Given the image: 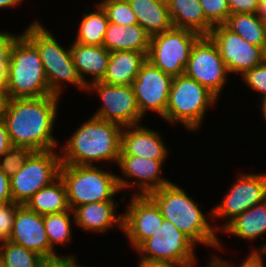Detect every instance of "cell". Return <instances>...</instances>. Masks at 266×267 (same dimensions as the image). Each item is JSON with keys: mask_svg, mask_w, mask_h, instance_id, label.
<instances>
[{"mask_svg": "<svg viewBox=\"0 0 266 267\" xmlns=\"http://www.w3.org/2000/svg\"><path fill=\"white\" fill-rule=\"evenodd\" d=\"M58 96L8 99L3 120L13 146L32 151L58 148L53 129L59 105Z\"/></svg>", "mask_w": 266, "mask_h": 267, "instance_id": "cell-1", "label": "cell"}, {"mask_svg": "<svg viewBox=\"0 0 266 267\" xmlns=\"http://www.w3.org/2000/svg\"><path fill=\"white\" fill-rule=\"evenodd\" d=\"M123 128L117 123L91 116L60 148L61 164L94 166V161L117 164Z\"/></svg>", "mask_w": 266, "mask_h": 267, "instance_id": "cell-2", "label": "cell"}, {"mask_svg": "<svg viewBox=\"0 0 266 267\" xmlns=\"http://www.w3.org/2000/svg\"><path fill=\"white\" fill-rule=\"evenodd\" d=\"M149 196L160 208L163 218L172 222L195 245L203 244L223 251L215 226L210 225L209 218H206H212V210L204 215L198 203L178 184L171 182L151 192Z\"/></svg>", "mask_w": 266, "mask_h": 267, "instance_id": "cell-3", "label": "cell"}, {"mask_svg": "<svg viewBox=\"0 0 266 267\" xmlns=\"http://www.w3.org/2000/svg\"><path fill=\"white\" fill-rule=\"evenodd\" d=\"M5 89L8 99L52 95L40 52L24 34L12 47Z\"/></svg>", "mask_w": 266, "mask_h": 267, "instance_id": "cell-4", "label": "cell"}, {"mask_svg": "<svg viewBox=\"0 0 266 267\" xmlns=\"http://www.w3.org/2000/svg\"><path fill=\"white\" fill-rule=\"evenodd\" d=\"M48 30L40 21L35 20L22 33L40 52L51 94L61 97L63 84L66 83L87 91L77 73L70 47L64 49Z\"/></svg>", "mask_w": 266, "mask_h": 267, "instance_id": "cell-5", "label": "cell"}, {"mask_svg": "<svg viewBox=\"0 0 266 267\" xmlns=\"http://www.w3.org/2000/svg\"><path fill=\"white\" fill-rule=\"evenodd\" d=\"M218 98L196 80L185 74L173 77L164 121L170 124L181 123L190 132L201 128L209 107L218 102ZM213 105V106H212Z\"/></svg>", "mask_w": 266, "mask_h": 267, "instance_id": "cell-6", "label": "cell"}, {"mask_svg": "<svg viewBox=\"0 0 266 267\" xmlns=\"http://www.w3.org/2000/svg\"><path fill=\"white\" fill-rule=\"evenodd\" d=\"M99 167L61 164L60 177L65 183L72 211L83 204L114 201V196L121 191L117 174Z\"/></svg>", "mask_w": 266, "mask_h": 267, "instance_id": "cell-7", "label": "cell"}, {"mask_svg": "<svg viewBox=\"0 0 266 267\" xmlns=\"http://www.w3.org/2000/svg\"><path fill=\"white\" fill-rule=\"evenodd\" d=\"M55 151H33L21 168L10 177L13 202L25 205L36 192L60 176V153Z\"/></svg>", "mask_w": 266, "mask_h": 267, "instance_id": "cell-8", "label": "cell"}, {"mask_svg": "<svg viewBox=\"0 0 266 267\" xmlns=\"http://www.w3.org/2000/svg\"><path fill=\"white\" fill-rule=\"evenodd\" d=\"M199 37L198 33L173 26L151 36L147 60L172 77L183 75L193 44Z\"/></svg>", "mask_w": 266, "mask_h": 267, "instance_id": "cell-9", "label": "cell"}, {"mask_svg": "<svg viewBox=\"0 0 266 267\" xmlns=\"http://www.w3.org/2000/svg\"><path fill=\"white\" fill-rule=\"evenodd\" d=\"M196 246L172 222L164 219L155 234L145 240L135 252L143 258L165 261L176 267H195Z\"/></svg>", "mask_w": 266, "mask_h": 267, "instance_id": "cell-10", "label": "cell"}, {"mask_svg": "<svg viewBox=\"0 0 266 267\" xmlns=\"http://www.w3.org/2000/svg\"><path fill=\"white\" fill-rule=\"evenodd\" d=\"M184 74L205 86L219 99L230 73L210 36H200L193 44Z\"/></svg>", "mask_w": 266, "mask_h": 267, "instance_id": "cell-11", "label": "cell"}, {"mask_svg": "<svg viewBox=\"0 0 266 267\" xmlns=\"http://www.w3.org/2000/svg\"><path fill=\"white\" fill-rule=\"evenodd\" d=\"M220 201L212 208V220L227 219L226 223L216 227L222 231L232 220L249 208L266 200V173L238 174L236 181ZM220 229V230H219Z\"/></svg>", "mask_w": 266, "mask_h": 267, "instance_id": "cell-12", "label": "cell"}, {"mask_svg": "<svg viewBox=\"0 0 266 267\" xmlns=\"http://www.w3.org/2000/svg\"><path fill=\"white\" fill-rule=\"evenodd\" d=\"M97 93L103 105L93 117L114 122L122 127L140 124L144 117L138 107L132 85H110L102 81L90 83L87 92Z\"/></svg>", "mask_w": 266, "mask_h": 267, "instance_id": "cell-13", "label": "cell"}, {"mask_svg": "<svg viewBox=\"0 0 266 267\" xmlns=\"http://www.w3.org/2000/svg\"><path fill=\"white\" fill-rule=\"evenodd\" d=\"M209 36L217 45L230 74L243 75L265 60L262 47L245 41L225 24L214 26Z\"/></svg>", "mask_w": 266, "mask_h": 267, "instance_id": "cell-14", "label": "cell"}, {"mask_svg": "<svg viewBox=\"0 0 266 267\" xmlns=\"http://www.w3.org/2000/svg\"><path fill=\"white\" fill-rule=\"evenodd\" d=\"M126 212L122 213V232L134 251L160 228L163 216L160 208L149 195H133Z\"/></svg>", "mask_w": 266, "mask_h": 267, "instance_id": "cell-15", "label": "cell"}, {"mask_svg": "<svg viewBox=\"0 0 266 267\" xmlns=\"http://www.w3.org/2000/svg\"><path fill=\"white\" fill-rule=\"evenodd\" d=\"M9 241L37 252L48 262L75 259L73 255L59 256L50 247L44 227V216L30 210L26 205L17 207Z\"/></svg>", "mask_w": 266, "mask_h": 267, "instance_id": "cell-16", "label": "cell"}, {"mask_svg": "<svg viewBox=\"0 0 266 267\" xmlns=\"http://www.w3.org/2000/svg\"><path fill=\"white\" fill-rule=\"evenodd\" d=\"M173 77L146 60L132 82L139 110L143 116L148 111L165 115Z\"/></svg>", "mask_w": 266, "mask_h": 267, "instance_id": "cell-17", "label": "cell"}, {"mask_svg": "<svg viewBox=\"0 0 266 267\" xmlns=\"http://www.w3.org/2000/svg\"><path fill=\"white\" fill-rule=\"evenodd\" d=\"M164 163L165 161L144 157L119 156L117 165L123 174V177L117 175L120 190L137 187L139 191H134L135 195H149L170 184V180L161 177Z\"/></svg>", "mask_w": 266, "mask_h": 267, "instance_id": "cell-18", "label": "cell"}, {"mask_svg": "<svg viewBox=\"0 0 266 267\" xmlns=\"http://www.w3.org/2000/svg\"><path fill=\"white\" fill-rule=\"evenodd\" d=\"M154 129L141 124L125 126L121 134V152L119 156L144 157L165 161L168 148Z\"/></svg>", "mask_w": 266, "mask_h": 267, "instance_id": "cell-19", "label": "cell"}, {"mask_svg": "<svg viewBox=\"0 0 266 267\" xmlns=\"http://www.w3.org/2000/svg\"><path fill=\"white\" fill-rule=\"evenodd\" d=\"M115 201H100L83 204L76 207L73 212L74 224L85 232L104 233L113 226L122 229V214L117 215Z\"/></svg>", "mask_w": 266, "mask_h": 267, "instance_id": "cell-20", "label": "cell"}, {"mask_svg": "<svg viewBox=\"0 0 266 267\" xmlns=\"http://www.w3.org/2000/svg\"><path fill=\"white\" fill-rule=\"evenodd\" d=\"M70 49L77 73L85 86L102 81L107 71L110 51L104 46L85 45L74 41ZM85 76H91L92 81H88Z\"/></svg>", "mask_w": 266, "mask_h": 267, "instance_id": "cell-21", "label": "cell"}, {"mask_svg": "<svg viewBox=\"0 0 266 267\" xmlns=\"http://www.w3.org/2000/svg\"><path fill=\"white\" fill-rule=\"evenodd\" d=\"M151 35L138 23L122 26L109 22L103 45L108 51H137L148 55Z\"/></svg>", "mask_w": 266, "mask_h": 267, "instance_id": "cell-22", "label": "cell"}, {"mask_svg": "<svg viewBox=\"0 0 266 267\" xmlns=\"http://www.w3.org/2000/svg\"><path fill=\"white\" fill-rule=\"evenodd\" d=\"M146 60L147 56L137 51L110 52L107 71L102 82L110 85H132Z\"/></svg>", "mask_w": 266, "mask_h": 267, "instance_id": "cell-23", "label": "cell"}, {"mask_svg": "<svg viewBox=\"0 0 266 267\" xmlns=\"http://www.w3.org/2000/svg\"><path fill=\"white\" fill-rule=\"evenodd\" d=\"M169 13L174 27L183 28L200 36H209L213 25L205 18L200 0H170Z\"/></svg>", "mask_w": 266, "mask_h": 267, "instance_id": "cell-24", "label": "cell"}, {"mask_svg": "<svg viewBox=\"0 0 266 267\" xmlns=\"http://www.w3.org/2000/svg\"><path fill=\"white\" fill-rule=\"evenodd\" d=\"M221 232L249 241L266 234V200L237 216ZM257 250L266 251V243Z\"/></svg>", "mask_w": 266, "mask_h": 267, "instance_id": "cell-25", "label": "cell"}, {"mask_svg": "<svg viewBox=\"0 0 266 267\" xmlns=\"http://www.w3.org/2000/svg\"><path fill=\"white\" fill-rule=\"evenodd\" d=\"M136 14L138 23L151 35L173 27L168 4L153 0H127Z\"/></svg>", "mask_w": 266, "mask_h": 267, "instance_id": "cell-26", "label": "cell"}, {"mask_svg": "<svg viewBox=\"0 0 266 267\" xmlns=\"http://www.w3.org/2000/svg\"><path fill=\"white\" fill-rule=\"evenodd\" d=\"M25 205L30 210L43 216L68 211L70 208L63 179L59 176L51 184L36 192Z\"/></svg>", "mask_w": 266, "mask_h": 267, "instance_id": "cell-27", "label": "cell"}, {"mask_svg": "<svg viewBox=\"0 0 266 267\" xmlns=\"http://www.w3.org/2000/svg\"><path fill=\"white\" fill-rule=\"evenodd\" d=\"M225 25L252 45L266 47V22L256 13L230 14Z\"/></svg>", "mask_w": 266, "mask_h": 267, "instance_id": "cell-28", "label": "cell"}, {"mask_svg": "<svg viewBox=\"0 0 266 267\" xmlns=\"http://www.w3.org/2000/svg\"><path fill=\"white\" fill-rule=\"evenodd\" d=\"M97 9L84 13L79 23L78 34L74 42L85 45L102 46L104 36L109 24L106 12L96 3Z\"/></svg>", "mask_w": 266, "mask_h": 267, "instance_id": "cell-29", "label": "cell"}, {"mask_svg": "<svg viewBox=\"0 0 266 267\" xmlns=\"http://www.w3.org/2000/svg\"><path fill=\"white\" fill-rule=\"evenodd\" d=\"M0 259L6 267H44L48 263L37 252L9 240L1 242Z\"/></svg>", "mask_w": 266, "mask_h": 267, "instance_id": "cell-30", "label": "cell"}, {"mask_svg": "<svg viewBox=\"0 0 266 267\" xmlns=\"http://www.w3.org/2000/svg\"><path fill=\"white\" fill-rule=\"evenodd\" d=\"M71 213V214H70ZM74 212L69 209L59 213L44 215V227L50 247L55 250L54 245H65L72 239V223L71 219ZM73 221V222H72Z\"/></svg>", "mask_w": 266, "mask_h": 267, "instance_id": "cell-31", "label": "cell"}, {"mask_svg": "<svg viewBox=\"0 0 266 267\" xmlns=\"http://www.w3.org/2000/svg\"><path fill=\"white\" fill-rule=\"evenodd\" d=\"M102 1V2H101ZM97 2L106 12L108 21L122 26L138 24L136 14L127 0H101Z\"/></svg>", "mask_w": 266, "mask_h": 267, "instance_id": "cell-32", "label": "cell"}, {"mask_svg": "<svg viewBox=\"0 0 266 267\" xmlns=\"http://www.w3.org/2000/svg\"><path fill=\"white\" fill-rule=\"evenodd\" d=\"M33 151L27 147L12 146L0 159V169L9 177L14 175Z\"/></svg>", "mask_w": 266, "mask_h": 267, "instance_id": "cell-33", "label": "cell"}, {"mask_svg": "<svg viewBox=\"0 0 266 267\" xmlns=\"http://www.w3.org/2000/svg\"><path fill=\"white\" fill-rule=\"evenodd\" d=\"M205 18L213 25L225 24L231 14L228 0H200Z\"/></svg>", "mask_w": 266, "mask_h": 267, "instance_id": "cell-34", "label": "cell"}, {"mask_svg": "<svg viewBox=\"0 0 266 267\" xmlns=\"http://www.w3.org/2000/svg\"><path fill=\"white\" fill-rule=\"evenodd\" d=\"M243 82L252 90L260 93L261 98L266 97V61L253 67L241 75Z\"/></svg>", "mask_w": 266, "mask_h": 267, "instance_id": "cell-35", "label": "cell"}, {"mask_svg": "<svg viewBox=\"0 0 266 267\" xmlns=\"http://www.w3.org/2000/svg\"><path fill=\"white\" fill-rule=\"evenodd\" d=\"M20 204L13 201L0 204V241H8L14 224L15 213Z\"/></svg>", "mask_w": 266, "mask_h": 267, "instance_id": "cell-36", "label": "cell"}, {"mask_svg": "<svg viewBox=\"0 0 266 267\" xmlns=\"http://www.w3.org/2000/svg\"><path fill=\"white\" fill-rule=\"evenodd\" d=\"M263 253V250H256L254 248L238 267H264ZM208 261H210L208 264L211 267H234L233 264H231L232 262H227V260L224 259L222 260L221 257L216 254H213L211 260Z\"/></svg>", "mask_w": 266, "mask_h": 267, "instance_id": "cell-37", "label": "cell"}, {"mask_svg": "<svg viewBox=\"0 0 266 267\" xmlns=\"http://www.w3.org/2000/svg\"><path fill=\"white\" fill-rule=\"evenodd\" d=\"M22 34L14 35L10 32H0V71H8L12 47Z\"/></svg>", "mask_w": 266, "mask_h": 267, "instance_id": "cell-38", "label": "cell"}, {"mask_svg": "<svg viewBox=\"0 0 266 267\" xmlns=\"http://www.w3.org/2000/svg\"><path fill=\"white\" fill-rule=\"evenodd\" d=\"M259 0H228L231 14L256 13Z\"/></svg>", "mask_w": 266, "mask_h": 267, "instance_id": "cell-39", "label": "cell"}, {"mask_svg": "<svg viewBox=\"0 0 266 267\" xmlns=\"http://www.w3.org/2000/svg\"><path fill=\"white\" fill-rule=\"evenodd\" d=\"M13 201L11 196L10 177L0 169V204Z\"/></svg>", "mask_w": 266, "mask_h": 267, "instance_id": "cell-40", "label": "cell"}, {"mask_svg": "<svg viewBox=\"0 0 266 267\" xmlns=\"http://www.w3.org/2000/svg\"><path fill=\"white\" fill-rule=\"evenodd\" d=\"M5 121L0 119V158L12 147Z\"/></svg>", "mask_w": 266, "mask_h": 267, "instance_id": "cell-41", "label": "cell"}, {"mask_svg": "<svg viewBox=\"0 0 266 267\" xmlns=\"http://www.w3.org/2000/svg\"><path fill=\"white\" fill-rule=\"evenodd\" d=\"M139 260L140 262L137 265L138 267H176L165 261L150 260V259L143 258L141 256Z\"/></svg>", "mask_w": 266, "mask_h": 267, "instance_id": "cell-42", "label": "cell"}, {"mask_svg": "<svg viewBox=\"0 0 266 267\" xmlns=\"http://www.w3.org/2000/svg\"><path fill=\"white\" fill-rule=\"evenodd\" d=\"M44 267H86L78 264L77 259H62L55 262H48Z\"/></svg>", "mask_w": 266, "mask_h": 267, "instance_id": "cell-43", "label": "cell"}, {"mask_svg": "<svg viewBox=\"0 0 266 267\" xmlns=\"http://www.w3.org/2000/svg\"><path fill=\"white\" fill-rule=\"evenodd\" d=\"M8 102V96L5 88H0V119L3 118L6 105Z\"/></svg>", "mask_w": 266, "mask_h": 267, "instance_id": "cell-44", "label": "cell"}, {"mask_svg": "<svg viewBox=\"0 0 266 267\" xmlns=\"http://www.w3.org/2000/svg\"><path fill=\"white\" fill-rule=\"evenodd\" d=\"M256 15L266 22V0H259Z\"/></svg>", "mask_w": 266, "mask_h": 267, "instance_id": "cell-45", "label": "cell"}, {"mask_svg": "<svg viewBox=\"0 0 266 267\" xmlns=\"http://www.w3.org/2000/svg\"><path fill=\"white\" fill-rule=\"evenodd\" d=\"M23 0H0V10L3 8H13L16 7L17 5H20Z\"/></svg>", "mask_w": 266, "mask_h": 267, "instance_id": "cell-46", "label": "cell"}, {"mask_svg": "<svg viewBox=\"0 0 266 267\" xmlns=\"http://www.w3.org/2000/svg\"><path fill=\"white\" fill-rule=\"evenodd\" d=\"M8 77V71H0V88H5Z\"/></svg>", "mask_w": 266, "mask_h": 267, "instance_id": "cell-47", "label": "cell"}, {"mask_svg": "<svg viewBox=\"0 0 266 267\" xmlns=\"http://www.w3.org/2000/svg\"><path fill=\"white\" fill-rule=\"evenodd\" d=\"M260 105V107H259V109L261 110V112H262V117L265 119V121H266V97L265 98H263V99H261V102L259 103Z\"/></svg>", "mask_w": 266, "mask_h": 267, "instance_id": "cell-48", "label": "cell"}, {"mask_svg": "<svg viewBox=\"0 0 266 267\" xmlns=\"http://www.w3.org/2000/svg\"><path fill=\"white\" fill-rule=\"evenodd\" d=\"M153 1H157V2L164 3V4H168L170 0H153Z\"/></svg>", "mask_w": 266, "mask_h": 267, "instance_id": "cell-49", "label": "cell"}, {"mask_svg": "<svg viewBox=\"0 0 266 267\" xmlns=\"http://www.w3.org/2000/svg\"><path fill=\"white\" fill-rule=\"evenodd\" d=\"M0 267H6L4 262L0 259Z\"/></svg>", "mask_w": 266, "mask_h": 267, "instance_id": "cell-50", "label": "cell"}, {"mask_svg": "<svg viewBox=\"0 0 266 267\" xmlns=\"http://www.w3.org/2000/svg\"><path fill=\"white\" fill-rule=\"evenodd\" d=\"M264 52H265V61H266V47H265V50H264Z\"/></svg>", "mask_w": 266, "mask_h": 267, "instance_id": "cell-51", "label": "cell"}]
</instances>
